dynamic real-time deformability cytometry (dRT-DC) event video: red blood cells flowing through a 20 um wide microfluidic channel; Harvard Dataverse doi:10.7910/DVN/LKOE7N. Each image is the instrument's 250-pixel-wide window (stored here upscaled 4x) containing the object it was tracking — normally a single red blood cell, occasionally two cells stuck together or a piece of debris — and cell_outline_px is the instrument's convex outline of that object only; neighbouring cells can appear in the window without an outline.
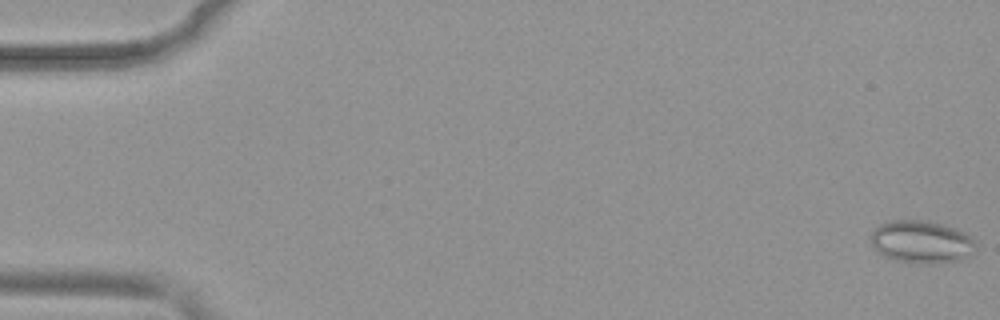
{"species": "common noctule bat (a hibernating species)", "species_latin": "Nyctalus noctula", "temperature_condition": "warm", "stored_images_in_passage": 52, "camera_frame_rate_fps": 3000, "um_per_image_px": 0.085, "animal": {"sex": "female", "body_mass_g": 19.9}, "frame": {"image": 1, "passage_image": 1, "time_ms": 0.0, "image_size_px": [1000, 320], "cell_outline_px": [[976, 244], [972, 252], [964, 260], [936, 264], [920, 264], [896, 260], [880, 256], [872, 248], [872, 232], [880, 224], [892, 220], [924, 220], [956, 228], [972, 236], [976, 240]], "centroid_in_image_um": [78.34, 20.58], "position_along_channel_um": 6.7, "area_um2": 26.53}}
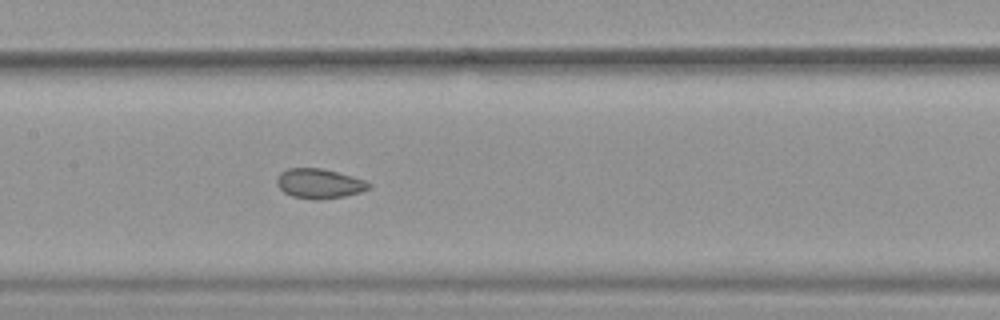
{"frame": {"image": 2, "passage_image": 26, "time_ms": 8.333, "image_size_px": [1000, 320], "cell_outline_px": [[372, 188], [360, 192], [344, 196], [320, 200], [312, 200], [292, 196], [284, 192], [276, 184], [276, 176], [280, 172], [288, 168], [320, 168], [352, 176], [364, 180], [372, 184]], "centroid_in_image_um": [27.12, 15.61], "position_along_channel_um": 180.3, "area_um2": 16.07}}
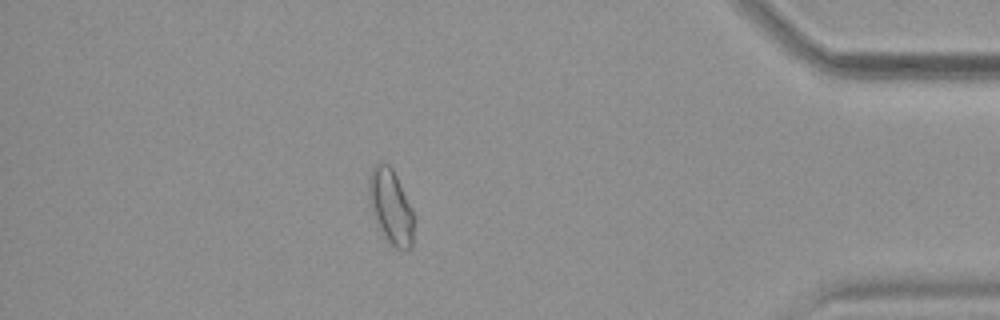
{"frame": {"image": 3, "passage_image": 46, "time_ms": 15.0, "image_size_px": [1000, 320], "cell_outline_px": [[412, 244], [408, 252], [404, 252], [396, 248], [384, 236], [368, 204], [368, 176], [376, 160], [388, 164], [392, 168], [396, 176], [412, 212]], "centroid_in_image_um": [33.16, 17.53], "position_along_channel_um": 402.0, "area_um2": 19.36}, "authors_computed_cell_mechanics": {"area_um2": 17.9758, "velocity_mm_per_s": 3.9083, "shape_relaxation_time_tau1_ms": null, "shape_relaxation_time_tau2_ms": 1.1471, "deformation_change_tau1": null, "deformation_change_tau2": 0.0612}}